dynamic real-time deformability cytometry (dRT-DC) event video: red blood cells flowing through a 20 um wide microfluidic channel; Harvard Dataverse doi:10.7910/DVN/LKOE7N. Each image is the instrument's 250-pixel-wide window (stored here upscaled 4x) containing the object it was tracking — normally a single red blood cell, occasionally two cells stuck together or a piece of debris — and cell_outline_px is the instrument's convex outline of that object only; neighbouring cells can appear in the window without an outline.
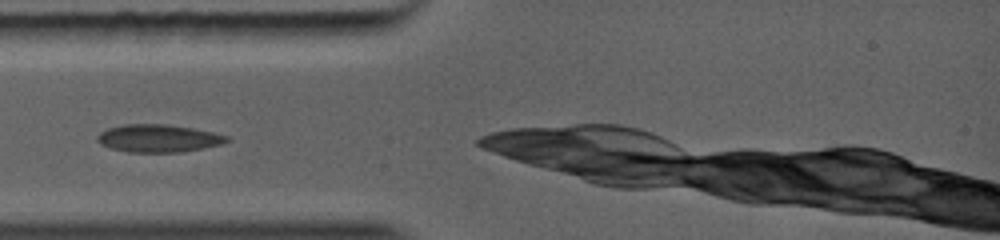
{"species": "common noctule bat (a hibernating species)", "species_latin": "Nyctalus noctula", "temperature_condition": "warm", "stored_images_in_passage": 6, "camera_frame_rate_fps": 5000, "um_per_image_px": 0.085, "animal": {"sex": "female", "body_mass_g": 19.0, "forearm_length_mm": 56.7}, "frame": {"image": 1, "passage_image": 2, "time_ms": 0.8, "image_size_px": [1000, 240], "cell_outline_px": [[228, 140], [220, 144], [204, 148], [180, 152], [128, 152], [112, 148], [100, 144], [100, 136], [104, 132], [112, 128], [132, 124], [156, 124], [188, 128], [208, 132], [224, 136]], "centroid_in_image_um": [13.46, 11.79], "position_along_channel_um": 71.5, "area_um2": 19.71}}
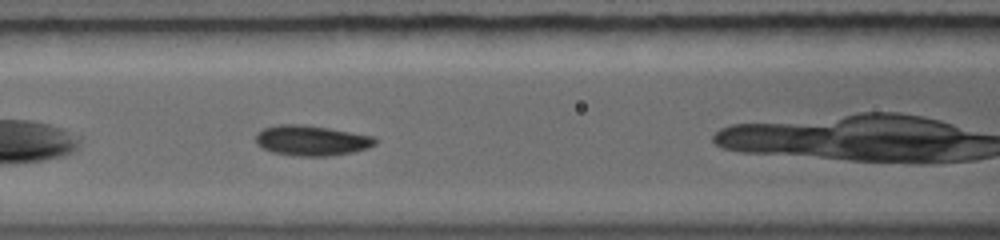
{"frame": {"image": 2, "passage_image": 4, "time_ms": 2.2, "image_size_px": [1000, 240], "cell_outline_px": [[376, 144], [368, 148], [352, 152], [332, 156], [292, 156], [272, 152], [264, 148], [256, 140], [256, 136], [260, 132], [268, 128], [320, 128], [368, 136], [376, 140]], "centroid_in_image_um": [26.54, 12.05], "position_along_channel_um": 140.1, "area_um2": 19.13}}
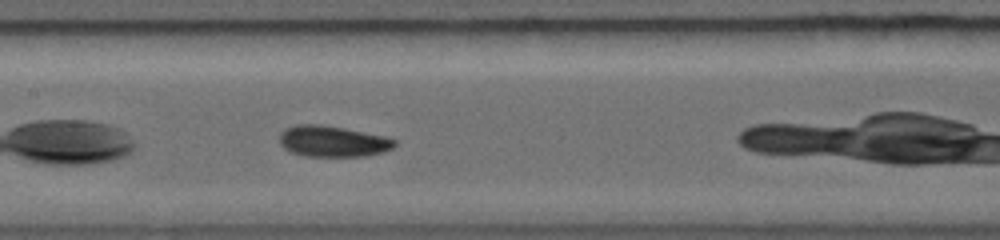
{"frame": {"image": 3, "passage_image": 5, "time_ms": 3.0, "image_size_px": [1000, 240], "cell_outline_px": [[396, 144], [392, 148], [380, 152], [364, 156], [308, 156], [292, 152], [284, 148], [280, 144], [280, 136], [284, 132], [292, 128], [336, 128], [376, 136], [392, 140]], "centroid_in_image_um": [28.29, 12.11], "position_along_channel_um": 179.1, "area_um2": 18.55}}